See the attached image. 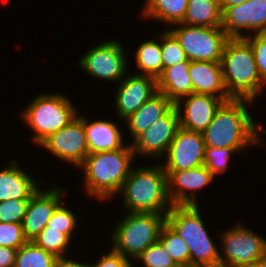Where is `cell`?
I'll list each match as a JSON object with an SVG mask.
<instances>
[{
	"mask_svg": "<svg viewBox=\"0 0 266 267\" xmlns=\"http://www.w3.org/2000/svg\"><path fill=\"white\" fill-rule=\"evenodd\" d=\"M253 267H266V255L262 256Z\"/></svg>",
	"mask_w": 266,
	"mask_h": 267,
	"instance_id": "b9f144b4",
	"label": "cell"
},
{
	"mask_svg": "<svg viewBox=\"0 0 266 267\" xmlns=\"http://www.w3.org/2000/svg\"><path fill=\"white\" fill-rule=\"evenodd\" d=\"M134 261L144 267L177 266L176 262L159 242L147 247Z\"/></svg>",
	"mask_w": 266,
	"mask_h": 267,
	"instance_id": "d6a6232c",
	"label": "cell"
},
{
	"mask_svg": "<svg viewBox=\"0 0 266 267\" xmlns=\"http://www.w3.org/2000/svg\"><path fill=\"white\" fill-rule=\"evenodd\" d=\"M109 250L96 262L88 263V267H134L133 262L135 263V261L123 257L112 248Z\"/></svg>",
	"mask_w": 266,
	"mask_h": 267,
	"instance_id": "8d00e7d4",
	"label": "cell"
},
{
	"mask_svg": "<svg viewBox=\"0 0 266 267\" xmlns=\"http://www.w3.org/2000/svg\"><path fill=\"white\" fill-rule=\"evenodd\" d=\"M176 267H198V266L188 264V265H177Z\"/></svg>",
	"mask_w": 266,
	"mask_h": 267,
	"instance_id": "7bdbcfd3",
	"label": "cell"
},
{
	"mask_svg": "<svg viewBox=\"0 0 266 267\" xmlns=\"http://www.w3.org/2000/svg\"><path fill=\"white\" fill-rule=\"evenodd\" d=\"M89 120L84 116V130L89 154L115 151L126 144L123 140V132L120 131L117 122L103 119Z\"/></svg>",
	"mask_w": 266,
	"mask_h": 267,
	"instance_id": "44dd1931",
	"label": "cell"
},
{
	"mask_svg": "<svg viewBox=\"0 0 266 267\" xmlns=\"http://www.w3.org/2000/svg\"><path fill=\"white\" fill-rule=\"evenodd\" d=\"M20 167L18 161L13 159L5 169L0 170V202L30 199L40 189L42 181H37Z\"/></svg>",
	"mask_w": 266,
	"mask_h": 267,
	"instance_id": "d6986e66",
	"label": "cell"
},
{
	"mask_svg": "<svg viewBox=\"0 0 266 267\" xmlns=\"http://www.w3.org/2000/svg\"><path fill=\"white\" fill-rule=\"evenodd\" d=\"M261 124L259 123V125H258V123L256 124V147H257V145H263L264 143H265V141H264V137H261L262 136V134H266V130L265 129H263L264 127H262V126H260Z\"/></svg>",
	"mask_w": 266,
	"mask_h": 267,
	"instance_id": "60d3db41",
	"label": "cell"
},
{
	"mask_svg": "<svg viewBox=\"0 0 266 267\" xmlns=\"http://www.w3.org/2000/svg\"><path fill=\"white\" fill-rule=\"evenodd\" d=\"M190 61L177 63L165 68L157 78V90L165 94L174 104L193 93L189 76Z\"/></svg>",
	"mask_w": 266,
	"mask_h": 267,
	"instance_id": "603a6c76",
	"label": "cell"
},
{
	"mask_svg": "<svg viewBox=\"0 0 266 267\" xmlns=\"http://www.w3.org/2000/svg\"><path fill=\"white\" fill-rule=\"evenodd\" d=\"M153 166L133 168L120 193L126 212L167 214L172 204L167 194V175L160 161Z\"/></svg>",
	"mask_w": 266,
	"mask_h": 267,
	"instance_id": "277c9868",
	"label": "cell"
},
{
	"mask_svg": "<svg viewBox=\"0 0 266 267\" xmlns=\"http://www.w3.org/2000/svg\"><path fill=\"white\" fill-rule=\"evenodd\" d=\"M54 267H88V264L87 262H79L71 258H60L57 260Z\"/></svg>",
	"mask_w": 266,
	"mask_h": 267,
	"instance_id": "f35d334b",
	"label": "cell"
},
{
	"mask_svg": "<svg viewBox=\"0 0 266 267\" xmlns=\"http://www.w3.org/2000/svg\"><path fill=\"white\" fill-rule=\"evenodd\" d=\"M30 199H12L0 202L1 223H21Z\"/></svg>",
	"mask_w": 266,
	"mask_h": 267,
	"instance_id": "836d02e7",
	"label": "cell"
},
{
	"mask_svg": "<svg viewBox=\"0 0 266 267\" xmlns=\"http://www.w3.org/2000/svg\"><path fill=\"white\" fill-rule=\"evenodd\" d=\"M21 111L18 114L32 130L30 139L35 146L50 134L67 126L79 113L70 99L61 92L39 94Z\"/></svg>",
	"mask_w": 266,
	"mask_h": 267,
	"instance_id": "8992f818",
	"label": "cell"
},
{
	"mask_svg": "<svg viewBox=\"0 0 266 267\" xmlns=\"http://www.w3.org/2000/svg\"><path fill=\"white\" fill-rule=\"evenodd\" d=\"M27 241L21 223L0 222V246L18 250Z\"/></svg>",
	"mask_w": 266,
	"mask_h": 267,
	"instance_id": "e575fe53",
	"label": "cell"
},
{
	"mask_svg": "<svg viewBox=\"0 0 266 267\" xmlns=\"http://www.w3.org/2000/svg\"><path fill=\"white\" fill-rule=\"evenodd\" d=\"M110 234L113 250L129 260H135L147 247L158 242L166 223V214L127 212Z\"/></svg>",
	"mask_w": 266,
	"mask_h": 267,
	"instance_id": "52a82bcc",
	"label": "cell"
},
{
	"mask_svg": "<svg viewBox=\"0 0 266 267\" xmlns=\"http://www.w3.org/2000/svg\"><path fill=\"white\" fill-rule=\"evenodd\" d=\"M223 102L224 100L220 97L198 93H192L180 99L174 104L179 113L180 127L202 133L211 123Z\"/></svg>",
	"mask_w": 266,
	"mask_h": 267,
	"instance_id": "ac0fdd59",
	"label": "cell"
},
{
	"mask_svg": "<svg viewBox=\"0 0 266 267\" xmlns=\"http://www.w3.org/2000/svg\"><path fill=\"white\" fill-rule=\"evenodd\" d=\"M77 115L67 126L50 134L38 146L52 153L60 162L78 168L89 155L84 130V114Z\"/></svg>",
	"mask_w": 266,
	"mask_h": 267,
	"instance_id": "8fae6325",
	"label": "cell"
},
{
	"mask_svg": "<svg viewBox=\"0 0 266 267\" xmlns=\"http://www.w3.org/2000/svg\"><path fill=\"white\" fill-rule=\"evenodd\" d=\"M167 194L172 205H199L197 192L215 180V176L204 166L189 170L165 171ZM197 191V192H196Z\"/></svg>",
	"mask_w": 266,
	"mask_h": 267,
	"instance_id": "9a60e30c",
	"label": "cell"
},
{
	"mask_svg": "<svg viewBox=\"0 0 266 267\" xmlns=\"http://www.w3.org/2000/svg\"><path fill=\"white\" fill-rule=\"evenodd\" d=\"M220 63L224 85L231 98L254 102L262 96L266 83L258 73L253 49L244 37L227 40Z\"/></svg>",
	"mask_w": 266,
	"mask_h": 267,
	"instance_id": "3957f363",
	"label": "cell"
},
{
	"mask_svg": "<svg viewBox=\"0 0 266 267\" xmlns=\"http://www.w3.org/2000/svg\"><path fill=\"white\" fill-rule=\"evenodd\" d=\"M200 206L172 205L166 214V223L187 244L190 264L198 267H220V252L211 238Z\"/></svg>",
	"mask_w": 266,
	"mask_h": 267,
	"instance_id": "5b68a950",
	"label": "cell"
},
{
	"mask_svg": "<svg viewBox=\"0 0 266 267\" xmlns=\"http://www.w3.org/2000/svg\"><path fill=\"white\" fill-rule=\"evenodd\" d=\"M221 27L230 38L245 37V32L266 33V0H247L226 8Z\"/></svg>",
	"mask_w": 266,
	"mask_h": 267,
	"instance_id": "5bb4252c",
	"label": "cell"
},
{
	"mask_svg": "<svg viewBox=\"0 0 266 267\" xmlns=\"http://www.w3.org/2000/svg\"><path fill=\"white\" fill-rule=\"evenodd\" d=\"M158 242L165 248L177 265L190 264V253L187 244L167 223L160 230Z\"/></svg>",
	"mask_w": 266,
	"mask_h": 267,
	"instance_id": "83f0119b",
	"label": "cell"
},
{
	"mask_svg": "<svg viewBox=\"0 0 266 267\" xmlns=\"http://www.w3.org/2000/svg\"><path fill=\"white\" fill-rule=\"evenodd\" d=\"M248 99L224 101L208 127L202 132L206 147L232 148L238 153L256 145V123ZM249 105V106H248Z\"/></svg>",
	"mask_w": 266,
	"mask_h": 267,
	"instance_id": "6da1fadb",
	"label": "cell"
},
{
	"mask_svg": "<svg viewBox=\"0 0 266 267\" xmlns=\"http://www.w3.org/2000/svg\"><path fill=\"white\" fill-rule=\"evenodd\" d=\"M40 248L52 253L57 258H68L67 251H70L69 245L71 239L62 233V230L48 229L45 227L41 233L33 240Z\"/></svg>",
	"mask_w": 266,
	"mask_h": 267,
	"instance_id": "f1b7e54d",
	"label": "cell"
},
{
	"mask_svg": "<svg viewBox=\"0 0 266 267\" xmlns=\"http://www.w3.org/2000/svg\"><path fill=\"white\" fill-rule=\"evenodd\" d=\"M17 249L0 246V267H14Z\"/></svg>",
	"mask_w": 266,
	"mask_h": 267,
	"instance_id": "74e56055",
	"label": "cell"
},
{
	"mask_svg": "<svg viewBox=\"0 0 266 267\" xmlns=\"http://www.w3.org/2000/svg\"><path fill=\"white\" fill-rule=\"evenodd\" d=\"M167 29L179 41L189 61L221 62L224 46L230 38L222 27L178 23Z\"/></svg>",
	"mask_w": 266,
	"mask_h": 267,
	"instance_id": "ba28073f",
	"label": "cell"
},
{
	"mask_svg": "<svg viewBox=\"0 0 266 267\" xmlns=\"http://www.w3.org/2000/svg\"><path fill=\"white\" fill-rule=\"evenodd\" d=\"M243 224V225H242ZM220 234V267H253L266 255V238L239 223Z\"/></svg>",
	"mask_w": 266,
	"mask_h": 267,
	"instance_id": "9c48e42d",
	"label": "cell"
},
{
	"mask_svg": "<svg viewBox=\"0 0 266 267\" xmlns=\"http://www.w3.org/2000/svg\"><path fill=\"white\" fill-rule=\"evenodd\" d=\"M161 52L163 70L187 60L184 50L180 47L179 41L168 29H164L161 33Z\"/></svg>",
	"mask_w": 266,
	"mask_h": 267,
	"instance_id": "4dcf8cb0",
	"label": "cell"
},
{
	"mask_svg": "<svg viewBox=\"0 0 266 267\" xmlns=\"http://www.w3.org/2000/svg\"><path fill=\"white\" fill-rule=\"evenodd\" d=\"M247 0H219L221 12L230 6L243 4Z\"/></svg>",
	"mask_w": 266,
	"mask_h": 267,
	"instance_id": "ab89813d",
	"label": "cell"
},
{
	"mask_svg": "<svg viewBox=\"0 0 266 267\" xmlns=\"http://www.w3.org/2000/svg\"><path fill=\"white\" fill-rule=\"evenodd\" d=\"M251 45L258 73L266 83V33L248 34L244 37Z\"/></svg>",
	"mask_w": 266,
	"mask_h": 267,
	"instance_id": "d590c367",
	"label": "cell"
},
{
	"mask_svg": "<svg viewBox=\"0 0 266 267\" xmlns=\"http://www.w3.org/2000/svg\"><path fill=\"white\" fill-rule=\"evenodd\" d=\"M179 128V113L174 106L130 143L135 157L162 159Z\"/></svg>",
	"mask_w": 266,
	"mask_h": 267,
	"instance_id": "7c38bea8",
	"label": "cell"
},
{
	"mask_svg": "<svg viewBox=\"0 0 266 267\" xmlns=\"http://www.w3.org/2000/svg\"><path fill=\"white\" fill-rule=\"evenodd\" d=\"M238 154L232 148L206 147L204 155V166L216 177L228 170L231 155Z\"/></svg>",
	"mask_w": 266,
	"mask_h": 267,
	"instance_id": "1f68e13d",
	"label": "cell"
},
{
	"mask_svg": "<svg viewBox=\"0 0 266 267\" xmlns=\"http://www.w3.org/2000/svg\"><path fill=\"white\" fill-rule=\"evenodd\" d=\"M118 84L114 107L120 121H124L158 92L157 79L148 75L128 72Z\"/></svg>",
	"mask_w": 266,
	"mask_h": 267,
	"instance_id": "2e32d148",
	"label": "cell"
},
{
	"mask_svg": "<svg viewBox=\"0 0 266 267\" xmlns=\"http://www.w3.org/2000/svg\"><path fill=\"white\" fill-rule=\"evenodd\" d=\"M58 259L33 241H27L17 250L14 267H54Z\"/></svg>",
	"mask_w": 266,
	"mask_h": 267,
	"instance_id": "4316f807",
	"label": "cell"
},
{
	"mask_svg": "<svg viewBox=\"0 0 266 267\" xmlns=\"http://www.w3.org/2000/svg\"><path fill=\"white\" fill-rule=\"evenodd\" d=\"M205 142L202 133L179 128L164 160V171L189 170L204 164Z\"/></svg>",
	"mask_w": 266,
	"mask_h": 267,
	"instance_id": "4fadbf2b",
	"label": "cell"
},
{
	"mask_svg": "<svg viewBox=\"0 0 266 267\" xmlns=\"http://www.w3.org/2000/svg\"><path fill=\"white\" fill-rule=\"evenodd\" d=\"M181 24L204 27H221L222 12L219 0H188Z\"/></svg>",
	"mask_w": 266,
	"mask_h": 267,
	"instance_id": "d4e9b609",
	"label": "cell"
},
{
	"mask_svg": "<svg viewBox=\"0 0 266 267\" xmlns=\"http://www.w3.org/2000/svg\"><path fill=\"white\" fill-rule=\"evenodd\" d=\"M189 76L193 93L213 95L224 101L232 99L224 85L220 62L190 61Z\"/></svg>",
	"mask_w": 266,
	"mask_h": 267,
	"instance_id": "ffe728a7",
	"label": "cell"
},
{
	"mask_svg": "<svg viewBox=\"0 0 266 267\" xmlns=\"http://www.w3.org/2000/svg\"><path fill=\"white\" fill-rule=\"evenodd\" d=\"M40 189L30 198L22 222L23 234L28 241H33L46 227L56 207L63 201L66 193L62 187L52 186ZM47 189V190H46Z\"/></svg>",
	"mask_w": 266,
	"mask_h": 267,
	"instance_id": "e0dca14e",
	"label": "cell"
},
{
	"mask_svg": "<svg viewBox=\"0 0 266 267\" xmlns=\"http://www.w3.org/2000/svg\"><path fill=\"white\" fill-rule=\"evenodd\" d=\"M174 103L163 93L157 92L134 113L127 117L123 123L129 130L128 134L133 141L140 133L145 131L156 120L166 115Z\"/></svg>",
	"mask_w": 266,
	"mask_h": 267,
	"instance_id": "7402d4cb",
	"label": "cell"
},
{
	"mask_svg": "<svg viewBox=\"0 0 266 267\" xmlns=\"http://www.w3.org/2000/svg\"><path fill=\"white\" fill-rule=\"evenodd\" d=\"M142 14L146 19L165 23V26L181 23L185 17L188 0H146Z\"/></svg>",
	"mask_w": 266,
	"mask_h": 267,
	"instance_id": "cb8c5ba5",
	"label": "cell"
},
{
	"mask_svg": "<svg viewBox=\"0 0 266 267\" xmlns=\"http://www.w3.org/2000/svg\"><path fill=\"white\" fill-rule=\"evenodd\" d=\"M92 46L79 59V66L93 78L119 83L127 74L126 49L118 39Z\"/></svg>",
	"mask_w": 266,
	"mask_h": 267,
	"instance_id": "30bf717a",
	"label": "cell"
},
{
	"mask_svg": "<svg viewBox=\"0 0 266 267\" xmlns=\"http://www.w3.org/2000/svg\"><path fill=\"white\" fill-rule=\"evenodd\" d=\"M159 37L146 40L138 45L135 50L134 59L138 71L135 74L148 75L158 78L163 72L162 52H161V33ZM160 43H159V40ZM158 40V42H157Z\"/></svg>",
	"mask_w": 266,
	"mask_h": 267,
	"instance_id": "484cf974",
	"label": "cell"
},
{
	"mask_svg": "<svg viewBox=\"0 0 266 267\" xmlns=\"http://www.w3.org/2000/svg\"><path fill=\"white\" fill-rule=\"evenodd\" d=\"M62 201L54 210L50 220L47 222L46 227L48 229L62 230L63 234H66L71 240L74 232L78 231L79 223L76 212L68 209V206ZM73 211V212H72Z\"/></svg>",
	"mask_w": 266,
	"mask_h": 267,
	"instance_id": "f546056e",
	"label": "cell"
},
{
	"mask_svg": "<svg viewBox=\"0 0 266 267\" xmlns=\"http://www.w3.org/2000/svg\"><path fill=\"white\" fill-rule=\"evenodd\" d=\"M134 152L131 144L115 151L89 154L78 167L84 174V189L101 202L118 195L132 169Z\"/></svg>",
	"mask_w": 266,
	"mask_h": 267,
	"instance_id": "7a4b0ae2",
	"label": "cell"
}]
</instances>
